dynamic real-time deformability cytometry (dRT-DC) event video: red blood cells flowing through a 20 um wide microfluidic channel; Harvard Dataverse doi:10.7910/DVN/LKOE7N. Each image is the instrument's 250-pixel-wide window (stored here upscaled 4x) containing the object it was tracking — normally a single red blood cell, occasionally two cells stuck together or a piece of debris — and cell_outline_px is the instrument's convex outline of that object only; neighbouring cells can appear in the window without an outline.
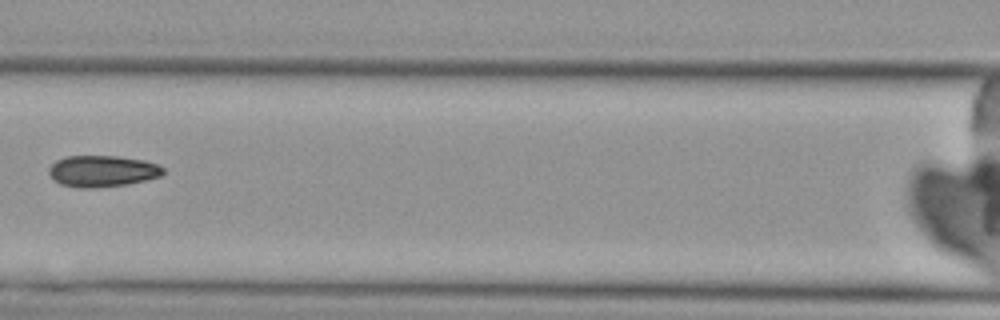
{"species": "Egyptian fruit bat (a non-hibernating species)", "species_latin": "Rousettus aegyptiacus", "temperature_condition": "cold", "stored_images_in_passage": 9, "camera_frame_rate_fps": 3000, "um_per_image_px": 0.085, "animal": {"sex": "female"}, "frame": {"image": 1, "passage_image": 8, "time_ms": 8.333, "image_size_px": [1000, 320], "cell_outline_px": [[164, 172], [160, 176], [128, 184], [92, 188], [80, 188], [60, 184], [52, 180], [48, 172], [48, 168], [56, 160], [68, 156], [116, 156], [144, 160], [156, 164], [164, 168]], "centroid_in_image_um": [8.65, 14.55], "position_along_channel_um": 157.9, "area_um2": 20.92}}
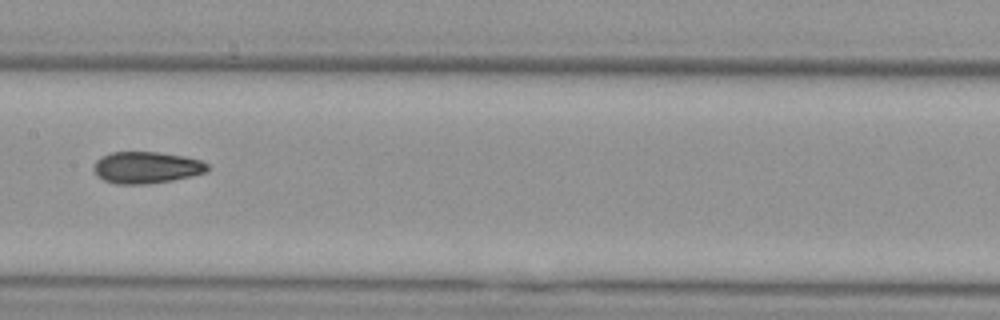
{"frame": {"image": 2, "passage_image": 9, "time_ms": 9.333, "image_size_px": [1000, 320], "cell_outline_px": [[208, 172], [192, 176], [172, 180], [148, 184], [116, 184], [104, 180], [96, 176], [92, 168], [96, 160], [100, 156], [112, 152], [156, 152], [184, 156], [200, 160], [208, 164]], "centroid_in_image_um": [12.42, 14.24], "position_along_channel_um": 195.0, "area_um2": 21.21}}